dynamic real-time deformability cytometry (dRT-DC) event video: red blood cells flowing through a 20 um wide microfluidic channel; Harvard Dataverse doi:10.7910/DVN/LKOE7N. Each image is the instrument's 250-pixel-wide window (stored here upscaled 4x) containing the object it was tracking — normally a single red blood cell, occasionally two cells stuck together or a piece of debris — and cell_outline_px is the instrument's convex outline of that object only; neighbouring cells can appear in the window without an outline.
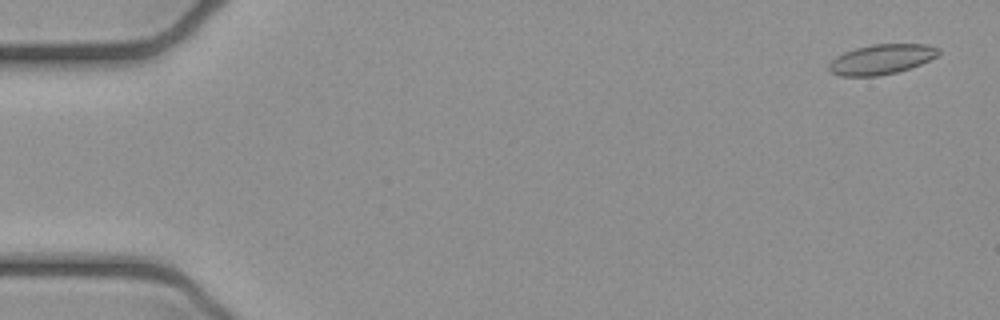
{"species": "common noctule bat (a hibernating species)", "species_latin": "Nyctalus noctula", "temperature_condition": "cold", "stored_images_in_passage": 5, "camera_frame_rate_fps": 3000, "um_per_image_px": 0.085, "animal": {"sex": "female", "body_mass_g": 21.9}, "frame": {"image": 1, "passage_image": 1, "time_ms": 0.0, "image_size_px": [1000, 320], "cell_outline_px": [[940, 52], [936, 56], [920, 64], [896, 72], [880, 76], [840, 76], [828, 72], [828, 64], [836, 56], [844, 52], [856, 48], [872, 44], [928, 44], [940, 48]], "centroid_in_image_um": [74.89, 5.04], "position_along_channel_um": 10.1, "area_um2": 19.19}}
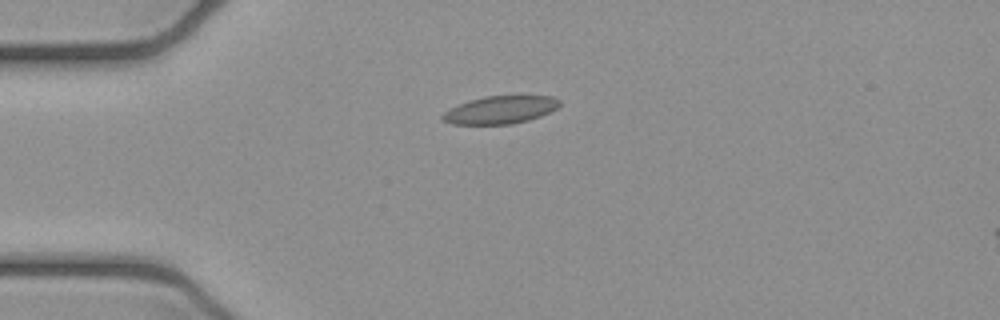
{"frame": {"image": 2, "passage_image": 4, "time_ms": 1.0, "image_size_px": [1000, 320], "cell_outline_px": [[560, 104], [556, 108], [540, 116], [528, 120], [512, 124], [452, 124], [444, 120], [440, 116], [448, 108], [484, 96], [552, 96], [560, 100]], "centroid_in_image_um": [42.51, 9.34], "position_along_channel_um": 42.5, "area_um2": 18.73}}